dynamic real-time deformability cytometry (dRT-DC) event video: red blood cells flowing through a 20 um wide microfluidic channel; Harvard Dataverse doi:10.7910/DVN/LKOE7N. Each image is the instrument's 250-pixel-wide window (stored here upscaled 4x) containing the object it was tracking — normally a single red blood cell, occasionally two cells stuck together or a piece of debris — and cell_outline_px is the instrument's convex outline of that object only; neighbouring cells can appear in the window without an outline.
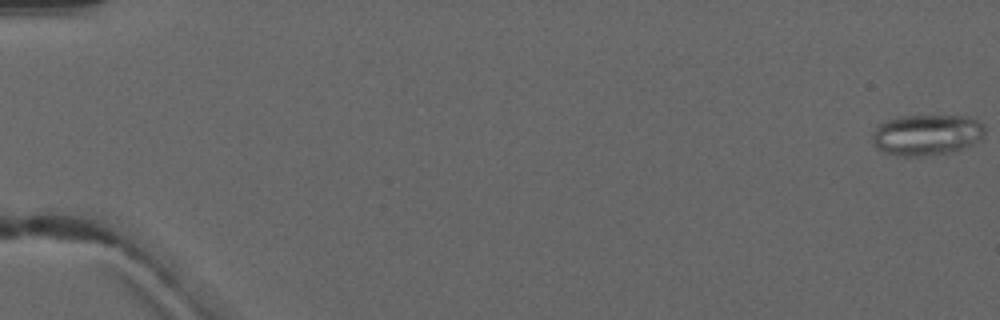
{"species": "common noctule bat (a hibernating species)", "species_latin": "Nyctalus noctula", "temperature_condition": "warm", "stored_images_in_passage": 6, "camera_frame_rate_fps": 3000, "um_per_image_px": 0.085, "animal": {"sex": "male", "forearm_length_mm": 52.5}, "frame": {"image": 1, "passage_image": 1, "time_ms": 0.0, "image_size_px": [1000, 320], "cell_outline_px": [[984, 140], [956, 152], [920, 156], [896, 156], [884, 152], [872, 140], [872, 136], [876, 128], [880, 124], [888, 120], [900, 116], [972, 116], [984, 124]], "centroid_in_image_um": [78.87, 11.47], "position_along_channel_um": 6.1, "area_um2": 27.17}}
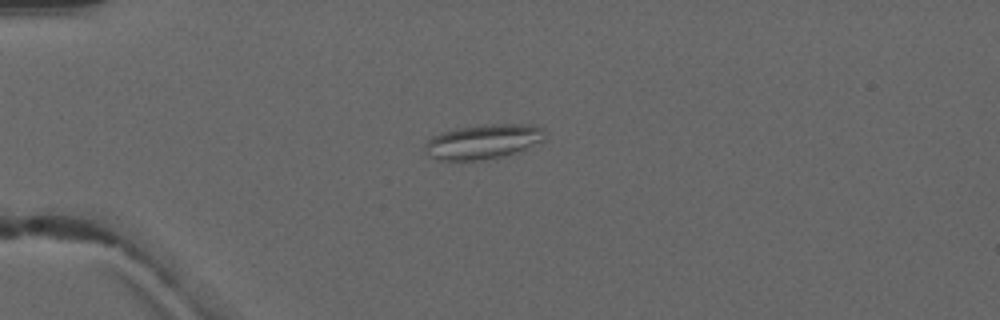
{"frame": {"image": 2, "passage_image": 5, "time_ms": 4.667, "image_size_px": [1000, 320], "cell_outline_px": [[544, 140], [508, 156], [480, 160], [440, 160], [428, 156], [424, 144], [432, 136], [456, 128], [488, 124], [536, 124], [544, 128]], "centroid_in_image_um": [41.1, 12.03], "position_along_channel_um": 43.9, "area_um2": 24.33}}